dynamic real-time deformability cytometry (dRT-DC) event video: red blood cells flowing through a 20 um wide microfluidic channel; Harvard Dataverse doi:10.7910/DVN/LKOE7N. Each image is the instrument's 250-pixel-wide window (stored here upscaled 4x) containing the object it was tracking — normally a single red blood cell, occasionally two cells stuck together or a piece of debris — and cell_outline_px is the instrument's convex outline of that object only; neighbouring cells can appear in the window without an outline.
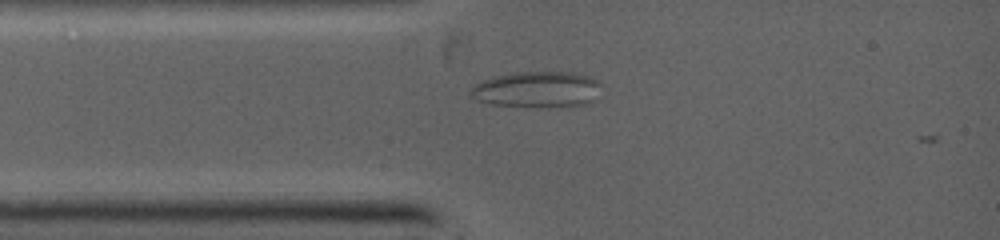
{"species": "common noctule bat (a hibernating species)", "species_latin": "Nyctalus noctula", "temperature_condition": "warm", "stored_images_in_passage": 3, "camera_frame_rate_fps": 5000, "um_per_image_px": 0.085, "animal": {"sex": "female", "body_mass_g": 19.0, "forearm_length_mm": 53.3}, "frame": {"image": 1, "passage_image": 1, "time_ms": 0.0, "image_size_px": [1000, 240], "cell_outline_px": [[600, 100], [588, 104], [492, 104], [468, 96], [468, 92], [472, 84], [492, 76], [516, 72], [576, 72], [600, 80]], "centroid_in_image_um": [45.68, 7.54], "position_along_channel_um": 39.3, "area_um2": 26.99}}